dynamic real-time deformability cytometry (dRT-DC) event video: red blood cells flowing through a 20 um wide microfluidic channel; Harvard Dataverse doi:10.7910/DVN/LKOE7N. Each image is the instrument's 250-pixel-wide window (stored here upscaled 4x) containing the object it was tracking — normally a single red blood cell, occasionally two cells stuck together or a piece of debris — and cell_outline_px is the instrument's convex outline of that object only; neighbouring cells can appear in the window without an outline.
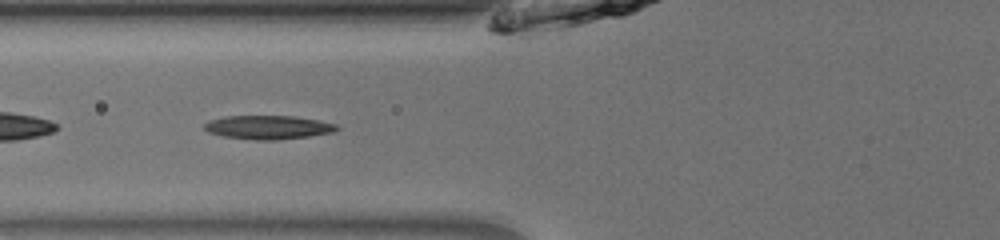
{"species": "common noctule bat (a hibernating species)", "species_latin": "Nyctalus noctula", "temperature_condition": "room temperature", "stored_images_in_passage": 43, "camera_frame_rate_fps": 3000, "um_per_image_px": 0.085, "animal": {"sex": "male", "body_mass_g": 13.0, "forearm_length_mm": 53.1}, "frame": {"image": 1, "passage_image": 13, "time_ms": 4.0, "image_size_px": [1000, 240], "cell_outline_px": [[340, 128], [336, 132], [308, 136], [276, 140], [256, 140], [224, 136], [208, 132], [204, 128], [204, 124], [208, 120], [224, 116], [292, 116], [316, 120], [336, 124]], "centroid_in_image_um": [22.79, 10.82], "position_along_channel_um": 103.0, "area_um2": 18.26}}
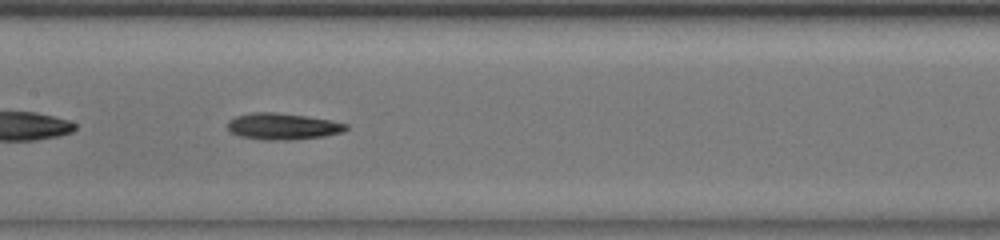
{"frame": {"image": 2, "passage_image": 19, "time_ms": 6.0, "image_size_px": [1000, 240], "cell_outline_px": [[348, 128], [344, 132], [324, 136], [292, 140], [264, 140], [240, 136], [232, 132], [228, 128], [228, 120], [236, 116], [252, 112], [276, 112], [308, 116], [332, 120], [348, 124]], "centroid_in_image_um": [24.07, 10.74], "position_along_channel_um": 183.3, "area_um2": 18.44}}
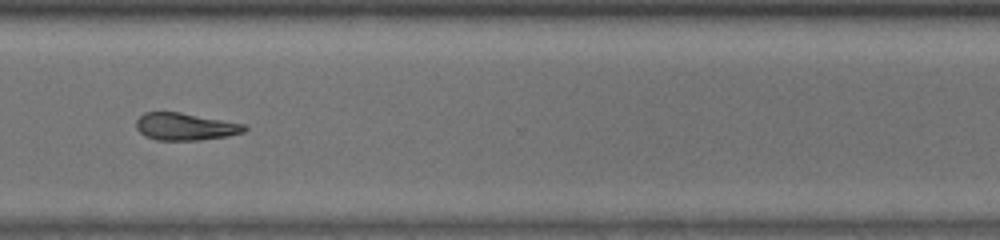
{"frame": {"image": 3, "passage_image": 32, "time_ms": 10.333, "image_size_px": [1000, 240], "cell_outline_px": [[248, 128], [244, 132], [228, 136], [200, 140], [156, 140], [144, 136], [136, 128], [136, 120], [144, 112], [180, 112], [244, 124]], "centroid_in_image_um": [15.73, 10.77], "position_along_channel_um": 354.9, "area_um2": 17.22}, "authors_computed_cell_mechanics": {"area_um2": 17.918, "velocity_mm_per_s": 3.9768, "shape_relaxation_time_tau1_ms": 2.3474, "shape_relaxation_time_tau2_ms": null, "deformation_change_tau1": 0.1086, "deformation_change_tau2": null}}